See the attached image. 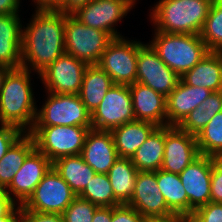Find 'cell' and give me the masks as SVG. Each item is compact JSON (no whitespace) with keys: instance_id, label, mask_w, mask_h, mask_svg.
I'll list each match as a JSON object with an SVG mask.
<instances>
[{"instance_id":"cell-1","label":"cell","mask_w":222,"mask_h":222,"mask_svg":"<svg viewBox=\"0 0 222 222\" xmlns=\"http://www.w3.org/2000/svg\"><path fill=\"white\" fill-rule=\"evenodd\" d=\"M23 26L21 67L40 74L65 53V16L62 11L34 10Z\"/></svg>"},{"instance_id":"cell-2","label":"cell","mask_w":222,"mask_h":222,"mask_svg":"<svg viewBox=\"0 0 222 222\" xmlns=\"http://www.w3.org/2000/svg\"><path fill=\"white\" fill-rule=\"evenodd\" d=\"M30 74L31 71L23 67L10 69L0 91V123L13 125L24 133L32 129L38 108Z\"/></svg>"},{"instance_id":"cell-3","label":"cell","mask_w":222,"mask_h":222,"mask_svg":"<svg viewBox=\"0 0 222 222\" xmlns=\"http://www.w3.org/2000/svg\"><path fill=\"white\" fill-rule=\"evenodd\" d=\"M214 0H159L149 19L154 31L200 35Z\"/></svg>"},{"instance_id":"cell-4","label":"cell","mask_w":222,"mask_h":222,"mask_svg":"<svg viewBox=\"0 0 222 222\" xmlns=\"http://www.w3.org/2000/svg\"><path fill=\"white\" fill-rule=\"evenodd\" d=\"M149 42L160 59L180 77L192 69L209 51L197 34L154 32Z\"/></svg>"},{"instance_id":"cell-5","label":"cell","mask_w":222,"mask_h":222,"mask_svg":"<svg viewBox=\"0 0 222 222\" xmlns=\"http://www.w3.org/2000/svg\"><path fill=\"white\" fill-rule=\"evenodd\" d=\"M90 129L92 127H32L29 133L34 139L35 148L53 163L61 157L80 155Z\"/></svg>"},{"instance_id":"cell-6","label":"cell","mask_w":222,"mask_h":222,"mask_svg":"<svg viewBox=\"0 0 222 222\" xmlns=\"http://www.w3.org/2000/svg\"><path fill=\"white\" fill-rule=\"evenodd\" d=\"M47 93V101L45 100L42 108L37 109L33 127H92L91 113L78 94Z\"/></svg>"},{"instance_id":"cell-7","label":"cell","mask_w":222,"mask_h":222,"mask_svg":"<svg viewBox=\"0 0 222 222\" xmlns=\"http://www.w3.org/2000/svg\"><path fill=\"white\" fill-rule=\"evenodd\" d=\"M65 52L87 65H97L114 37L103 30L85 26L72 14L65 16Z\"/></svg>"},{"instance_id":"cell-8","label":"cell","mask_w":222,"mask_h":222,"mask_svg":"<svg viewBox=\"0 0 222 222\" xmlns=\"http://www.w3.org/2000/svg\"><path fill=\"white\" fill-rule=\"evenodd\" d=\"M77 194L53 168L44 175L20 211L62 214Z\"/></svg>"},{"instance_id":"cell-9","label":"cell","mask_w":222,"mask_h":222,"mask_svg":"<svg viewBox=\"0 0 222 222\" xmlns=\"http://www.w3.org/2000/svg\"><path fill=\"white\" fill-rule=\"evenodd\" d=\"M138 41L114 38L102 53L97 65L114 84L132 85L137 76Z\"/></svg>"},{"instance_id":"cell-10","label":"cell","mask_w":222,"mask_h":222,"mask_svg":"<svg viewBox=\"0 0 222 222\" xmlns=\"http://www.w3.org/2000/svg\"><path fill=\"white\" fill-rule=\"evenodd\" d=\"M135 120L128 85L114 84L91 114L92 129L111 131Z\"/></svg>"},{"instance_id":"cell-11","label":"cell","mask_w":222,"mask_h":222,"mask_svg":"<svg viewBox=\"0 0 222 222\" xmlns=\"http://www.w3.org/2000/svg\"><path fill=\"white\" fill-rule=\"evenodd\" d=\"M180 76L171 70L151 44L138 41L136 82L167 97L178 85Z\"/></svg>"},{"instance_id":"cell-12","label":"cell","mask_w":222,"mask_h":222,"mask_svg":"<svg viewBox=\"0 0 222 222\" xmlns=\"http://www.w3.org/2000/svg\"><path fill=\"white\" fill-rule=\"evenodd\" d=\"M137 0H91L78 8L72 15L85 26L103 30L114 38L122 37L115 28ZM115 25V26H114Z\"/></svg>"},{"instance_id":"cell-13","label":"cell","mask_w":222,"mask_h":222,"mask_svg":"<svg viewBox=\"0 0 222 222\" xmlns=\"http://www.w3.org/2000/svg\"><path fill=\"white\" fill-rule=\"evenodd\" d=\"M87 64L71 54L64 53L40 74L46 92L54 94H79Z\"/></svg>"},{"instance_id":"cell-14","label":"cell","mask_w":222,"mask_h":222,"mask_svg":"<svg viewBox=\"0 0 222 222\" xmlns=\"http://www.w3.org/2000/svg\"><path fill=\"white\" fill-rule=\"evenodd\" d=\"M214 157L200 155L180 174L181 183L188 197V215L210 202V186Z\"/></svg>"},{"instance_id":"cell-15","label":"cell","mask_w":222,"mask_h":222,"mask_svg":"<svg viewBox=\"0 0 222 222\" xmlns=\"http://www.w3.org/2000/svg\"><path fill=\"white\" fill-rule=\"evenodd\" d=\"M128 205L138 211L147 221L174 215L158 188L156 171L138 172L134 191Z\"/></svg>"},{"instance_id":"cell-16","label":"cell","mask_w":222,"mask_h":222,"mask_svg":"<svg viewBox=\"0 0 222 222\" xmlns=\"http://www.w3.org/2000/svg\"><path fill=\"white\" fill-rule=\"evenodd\" d=\"M200 156L196 136L178 126H165V149L161 169L180 174Z\"/></svg>"},{"instance_id":"cell-17","label":"cell","mask_w":222,"mask_h":222,"mask_svg":"<svg viewBox=\"0 0 222 222\" xmlns=\"http://www.w3.org/2000/svg\"><path fill=\"white\" fill-rule=\"evenodd\" d=\"M51 167L52 162L35 148L5 188L7 193L16 204L22 206Z\"/></svg>"},{"instance_id":"cell-18","label":"cell","mask_w":222,"mask_h":222,"mask_svg":"<svg viewBox=\"0 0 222 222\" xmlns=\"http://www.w3.org/2000/svg\"><path fill=\"white\" fill-rule=\"evenodd\" d=\"M80 155L96 173L107 174L119 158L111 131L90 129Z\"/></svg>"},{"instance_id":"cell-19","label":"cell","mask_w":222,"mask_h":222,"mask_svg":"<svg viewBox=\"0 0 222 222\" xmlns=\"http://www.w3.org/2000/svg\"><path fill=\"white\" fill-rule=\"evenodd\" d=\"M129 90L135 120L151 122L158 127L167 126L166 97L138 82L129 85Z\"/></svg>"},{"instance_id":"cell-20","label":"cell","mask_w":222,"mask_h":222,"mask_svg":"<svg viewBox=\"0 0 222 222\" xmlns=\"http://www.w3.org/2000/svg\"><path fill=\"white\" fill-rule=\"evenodd\" d=\"M211 93L209 89L189 86L180 79L175 89L166 97L167 126H178Z\"/></svg>"},{"instance_id":"cell-21","label":"cell","mask_w":222,"mask_h":222,"mask_svg":"<svg viewBox=\"0 0 222 222\" xmlns=\"http://www.w3.org/2000/svg\"><path fill=\"white\" fill-rule=\"evenodd\" d=\"M19 14L0 15V65L21 67L23 24Z\"/></svg>"},{"instance_id":"cell-22","label":"cell","mask_w":222,"mask_h":222,"mask_svg":"<svg viewBox=\"0 0 222 222\" xmlns=\"http://www.w3.org/2000/svg\"><path fill=\"white\" fill-rule=\"evenodd\" d=\"M180 79L189 86L202 87L212 92L222 91V51H208Z\"/></svg>"},{"instance_id":"cell-23","label":"cell","mask_w":222,"mask_h":222,"mask_svg":"<svg viewBox=\"0 0 222 222\" xmlns=\"http://www.w3.org/2000/svg\"><path fill=\"white\" fill-rule=\"evenodd\" d=\"M157 127L151 122L134 120L112 129L118 157L132 158L136 150Z\"/></svg>"},{"instance_id":"cell-24","label":"cell","mask_w":222,"mask_h":222,"mask_svg":"<svg viewBox=\"0 0 222 222\" xmlns=\"http://www.w3.org/2000/svg\"><path fill=\"white\" fill-rule=\"evenodd\" d=\"M113 85L111 77L103 69L98 65H88L83 74L78 95L87 110L92 114Z\"/></svg>"},{"instance_id":"cell-25","label":"cell","mask_w":222,"mask_h":222,"mask_svg":"<svg viewBox=\"0 0 222 222\" xmlns=\"http://www.w3.org/2000/svg\"><path fill=\"white\" fill-rule=\"evenodd\" d=\"M165 149V126L157 127L136 150L131 161L138 171L155 172L162 167Z\"/></svg>"},{"instance_id":"cell-26","label":"cell","mask_w":222,"mask_h":222,"mask_svg":"<svg viewBox=\"0 0 222 222\" xmlns=\"http://www.w3.org/2000/svg\"><path fill=\"white\" fill-rule=\"evenodd\" d=\"M52 166L77 196L83 191L96 173L85 163L81 155L61 157L54 161Z\"/></svg>"},{"instance_id":"cell-27","label":"cell","mask_w":222,"mask_h":222,"mask_svg":"<svg viewBox=\"0 0 222 222\" xmlns=\"http://www.w3.org/2000/svg\"><path fill=\"white\" fill-rule=\"evenodd\" d=\"M35 149L30 133H23L0 160V187L6 188L15 173L21 168L27 156Z\"/></svg>"},{"instance_id":"cell-28","label":"cell","mask_w":222,"mask_h":222,"mask_svg":"<svg viewBox=\"0 0 222 222\" xmlns=\"http://www.w3.org/2000/svg\"><path fill=\"white\" fill-rule=\"evenodd\" d=\"M131 158H118L107 175L115 195L121 204H128L132 197L135 180L138 174Z\"/></svg>"},{"instance_id":"cell-29","label":"cell","mask_w":222,"mask_h":222,"mask_svg":"<svg viewBox=\"0 0 222 222\" xmlns=\"http://www.w3.org/2000/svg\"><path fill=\"white\" fill-rule=\"evenodd\" d=\"M156 180L168 208L174 214L188 215V197L179 174L159 169L156 171Z\"/></svg>"},{"instance_id":"cell-30","label":"cell","mask_w":222,"mask_h":222,"mask_svg":"<svg viewBox=\"0 0 222 222\" xmlns=\"http://www.w3.org/2000/svg\"><path fill=\"white\" fill-rule=\"evenodd\" d=\"M222 111V91L212 92L196 109L178 125L191 135L197 136L209 121Z\"/></svg>"},{"instance_id":"cell-31","label":"cell","mask_w":222,"mask_h":222,"mask_svg":"<svg viewBox=\"0 0 222 222\" xmlns=\"http://www.w3.org/2000/svg\"><path fill=\"white\" fill-rule=\"evenodd\" d=\"M78 196L102 207H113L121 204L115 198L108 175L102 173H95Z\"/></svg>"},{"instance_id":"cell-32","label":"cell","mask_w":222,"mask_h":222,"mask_svg":"<svg viewBox=\"0 0 222 222\" xmlns=\"http://www.w3.org/2000/svg\"><path fill=\"white\" fill-rule=\"evenodd\" d=\"M196 142L200 155L216 158L222 153V111L196 136Z\"/></svg>"},{"instance_id":"cell-33","label":"cell","mask_w":222,"mask_h":222,"mask_svg":"<svg viewBox=\"0 0 222 222\" xmlns=\"http://www.w3.org/2000/svg\"><path fill=\"white\" fill-rule=\"evenodd\" d=\"M209 51H222V0H214L200 33Z\"/></svg>"},{"instance_id":"cell-34","label":"cell","mask_w":222,"mask_h":222,"mask_svg":"<svg viewBox=\"0 0 222 222\" xmlns=\"http://www.w3.org/2000/svg\"><path fill=\"white\" fill-rule=\"evenodd\" d=\"M99 206L77 196L62 213L65 222H92Z\"/></svg>"},{"instance_id":"cell-35","label":"cell","mask_w":222,"mask_h":222,"mask_svg":"<svg viewBox=\"0 0 222 222\" xmlns=\"http://www.w3.org/2000/svg\"><path fill=\"white\" fill-rule=\"evenodd\" d=\"M194 222H222V203L208 202L191 215Z\"/></svg>"},{"instance_id":"cell-36","label":"cell","mask_w":222,"mask_h":222,"mask_svg":"<svg viewBox=\"0 0 222 222\" xmlns=\"http://www.w3.org/2000/svg\"><path fill=\"white\" fill-rule=\"evenodd\" d=\"M23 133L21 129L13 125L0 123V160Z\"/></svg>"},{"instance_id":"cell-37","label":"cell","mask_w":222,"mask_h":222,"mask_svg":"<svg viewBox=\"0 0 222 222\" xmlns=\"http://www.w3.org/2000/svg\"><path fill=\"white\" fill-rule=\"evenodd\" d=\"M111 222H147V220L132 206L120 204L112 207Z\"/></svg>"},{"instance_id":"cell-38","label":"cell","mask_w":222,"mask_h":222,"mask_svg":"<svg viewBox=\"0 0 222 222\" xmlns=\"http://www.w3.org/2000/svg\"><path fill=\"white\" fill-rule=\"evenodd\" d=\"M210 202L222 203V167L217 162L212 166Z\"/></svg>"},{"instance_id":"cell-39","label":"cell","mask_w":222,"mask_h":222,"mask_svg":"<svg viewBox=\"0 0 222 222\" xmlns=\"http://www.w3.org/2000/svg\"><path fill=\"white\" fill-rule=\"evenodd\" d=\"M20 222H65L62 214L20 211Z\"/></svg>"},{"instance_id":"cell-40","label":"cell","mask_w":222,"mask_h":222,"mask_svg":"<svg viewBox=\"0 0 222 222\" xmlns=\"http://www.w3.org/2000/svg\"><path fill=\"white\" fill-rule=\"evenodd\" d=\"M39 11H62L64 13V5L66 0H32Z\"/></svg>"},{"instance_id":"cell-41","label":"cell","mask_w":222,"mask_h":222,"mask_svg":"<svg viewBox=\"0 0 222 222\" xmlns=\"http://www.w3.org/2000/svg\"><path fill=\"white\" fill-rule=\"evenodd\" d=\"M17 204L7 193L6 189L0 187V217L7 216Z\"/></svg>"},{"instance_id":"cell-42","label":"cell","mask_w":222,"mask_h":222,"mask_svg":"<svg viewBox=\"0 0 222 222\" xmlns=\"http://www.w3.org/2000/svg\"><path fill=\"white\" fill-rule=\"evenodd\" d=\"M20 0H0V15L19 14Z\"/></svg>"},{"instance_id":"cell-43","label":"cell","mask_w":222,"mask_h":222,"mask_svg":"<svg viewBox=\"0 0 222 222\" xmlns=\"http://www.w3.org/2000/svg\"><path fill=\"white\" fill-rule=\"evenodd\" d=\"M112 221V207L99 206L92 218V222H111Z\"/></svg>"},{"instance_id":"cell-44","label":"cell","mask_w":222,"mask_h":222,"mask_svg":"<svg viewBox=\"0 0 222 222\" xmlns=\"http://www.w3.org/2000/svg\"><path fill=\"white\" fill-rule=\"evenodd\" d=\"M147 222H194L190 215L174 214L165 218L150 219Z\"/></svg>"},{"instance_id":"cell-45","label":"cell","mask_w":222,"mask_h":222,"mask_svg":"<svg viewBox=\"0 0 222 222\" xmlns=\"http://www.w3.org/2000/svg\"><path fill=\"white\" fill-rule=\"evenodd\" d=\"M91 0H66V4L64 5V13L72 14L78 8L86 5Z\"/></svg>"},{"instance_id":"cell-46","label":"cell","mask_w":222,"mask_h":222,"mask_svg":"<svg viewBox=\"0 0 222 222\" xmlns=\"http://www.w3.org/2000/svg\"><path fill=\"white\" fill-rule=\"evenodd\" d=\"M0 222H20V206L17 205L7 216L0 217Z\"/></svg>"},{"instance_id":"cell-47","label":"cell","mask_w":222,"mask_h":222,"mask_svg":"<svg viewBox=\"0 0 222 222\" xmlns=\"http://www.w3.org/2000/svg\"><path fill=\"white\" fill-rule=\"evenodd\" d=\"M9 70H10L9 67L4 66V65H0V91H1V88L3 85L4 78L7 75Z\"/></svg>"},{"instance_id":"cell-48","label":"cell","mask_w":222,"mask_h":222,"mask_svg":"<svg viewBox=\"0 0 222 222\" xmlns=\"http://www.w3.org/2000/svg\"><path fill=\"white\" fill-rule=\"evenodd\" d=\"M215 159L216 162L222 167V153L219 154Z\"/></svg>"}]
</instances>
